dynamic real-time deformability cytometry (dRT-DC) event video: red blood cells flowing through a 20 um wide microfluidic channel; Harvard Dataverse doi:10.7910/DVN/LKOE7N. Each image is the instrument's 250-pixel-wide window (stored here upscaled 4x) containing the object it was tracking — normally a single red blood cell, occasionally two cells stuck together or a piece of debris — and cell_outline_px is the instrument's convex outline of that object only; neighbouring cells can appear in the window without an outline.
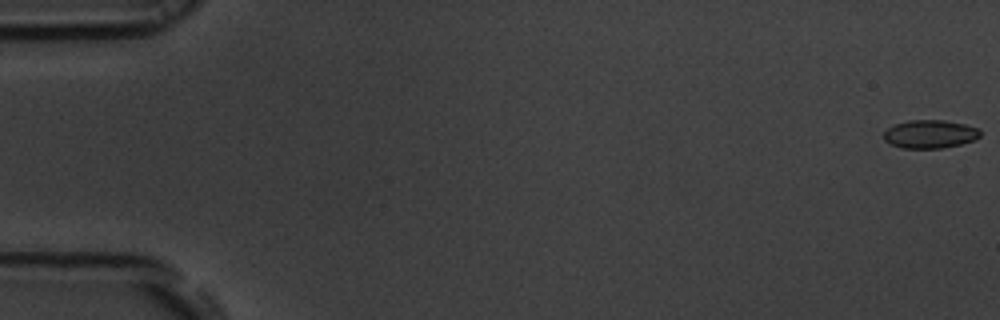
{"species": "common noctule bat (a hibernating species)", "species_latin": "Nyctalus noctula", "temperature_condition": "room temperature", "stored_images_in_passage": 55, "camera_frame_rate_fps": 3000, "um_per_image_px": 0.085, "animal": {"sex": "male", "body_mass_g": 19.5, "forearm_length_mm": 54.6}, "frame": {"image": 1, "passage_image": 1, "time_ms": 0.0, "image_size_px": [1000, 320], "cell_outline_px": [[980, 136], [976, 140], [960, 144], [940, 148], [900, 148], [884, 140], [884, 132], [888, 128], [896, 124], [912, 120], [944, 120], [964, 124], [980, 128]], "centroid_in_image_um": [79.08, 11.4], "position_along_channel_um": 5.9, "area_um2": 15.84}}
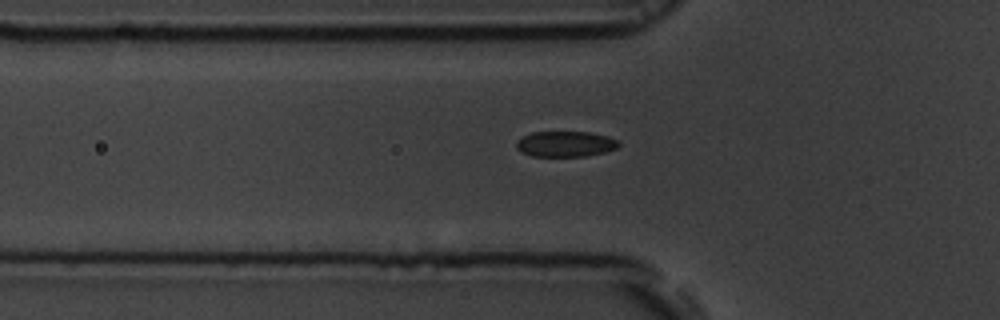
{"frame": {"image": 2, "passage_image": 19, "time_ms": 6.0, "image_size_px": [1000, 320], "cell_outline_px": [[620, 144], [616, 148], [604, 152], [584, 156], [532, 156], [520, 152], [516, 148], [516, 140], [532, 132], [588, 132], [608, 136], [620, 140]], "centroid_in_image_um": [48.05, 12.23], "position_along_channel_um": 77.7, "area_um2": 15.32}}
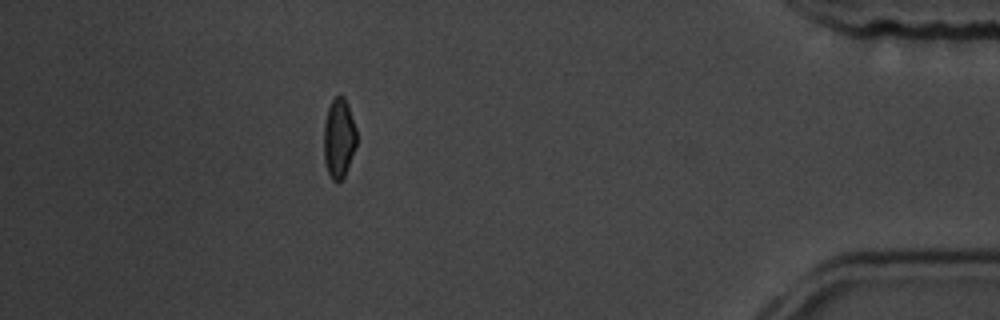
{"frame": {"image": 3, "passage_image": 49, "time_ms": 16.0, "image_size_px": [1000, 320], "cell_outline_px": [[356, 144], [344, 176], [336, 184], [332, 180], [328, 172], [324, 160], [324, 124], [328, 108], [332, 100], [336, 96], [344, 96], [348, 104], [356, 128]], "centroid_in_image_um": [28.8, 11.74], "position_along_channel_um": 406.4, "area_um2": 15.09}, "authors_computed_cell_mechanics": {"area_um2": 16.0106, "velocity_mm_per_s": 3.7784, "shape_relaxation_time_tau1_ms": 1.9258, "shape_relaxation_time_tau2_ms": 1.7037, "deformation_change_tau1": 0.0936, "deformation_change_tau2": 0.0605}}